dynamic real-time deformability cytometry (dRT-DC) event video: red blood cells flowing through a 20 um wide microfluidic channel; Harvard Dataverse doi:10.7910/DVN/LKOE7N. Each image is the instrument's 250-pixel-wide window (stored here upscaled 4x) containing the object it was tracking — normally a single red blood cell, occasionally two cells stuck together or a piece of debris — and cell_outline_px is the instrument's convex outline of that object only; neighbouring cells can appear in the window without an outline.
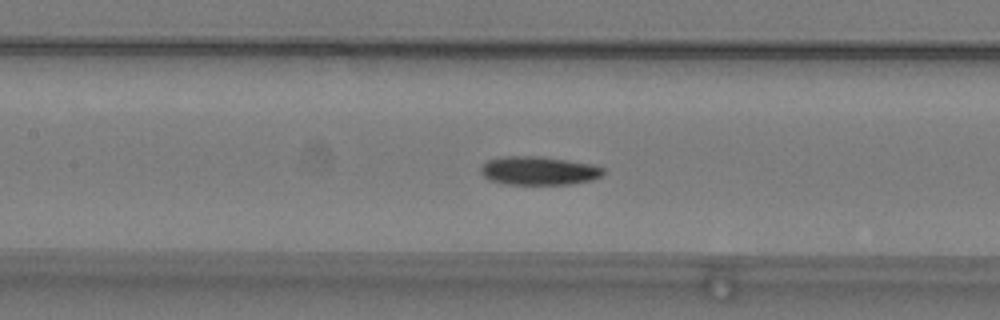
{"species": "common noctule bat (a hibernating species)", "species_latin": "Nyctalus noctula", "temperature_condition": "warm", "stored_images_in_passage": 54, "camera_frame_rate_fps": 3000, "um_per_image_px": 0.085, "animal": {"sex": "male", "body_mass_g": 19.2, "forearm_length_mm": 51.8}, "frame": {"image": 1, "passage_image": 25, "time_ms": 8.0, "image_size_px": [1000, 320], "cell_outline_px": [[604, 172], [600, 176], [592, 180], [572, 184], [504, 184], [492, 180], [484, 176], [480, 172], [480, 168], [488, 160], [500, 156], [540, 156], [592, 164], [604, 168]], "centroid_in_image_um": [45.79, 14.5], "position_along_channel_um": 161.6, "area_um2": 20.35}}
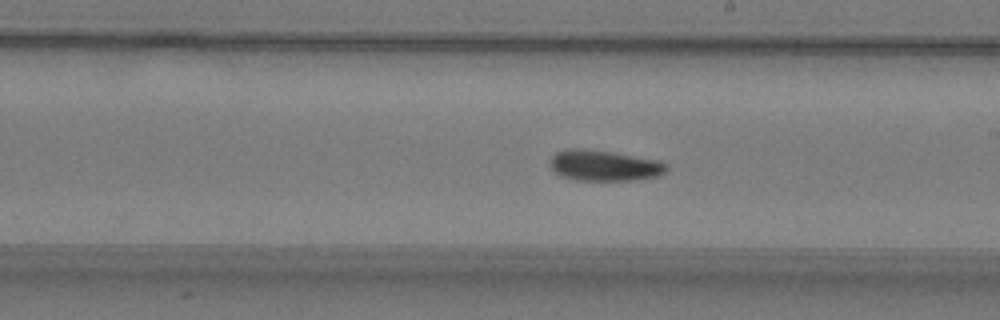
{"frame": {"image": 2, "passage_image": 31, "time_ms": 10.0, "image_size_px": [1000, 320], "cell_outline_px": [[668, 168], [660, 176], [632, 180], [576, 180], [560, 176], [552, 172], [548, 160], [556, 152], [568, 148], [584, 148], [612, 152], [660, 160], [668, 164]], "centroid_in_image_um": [51.32, 14.06], "position_along_channel_um": 237.7, "area_um2": 21.27}}
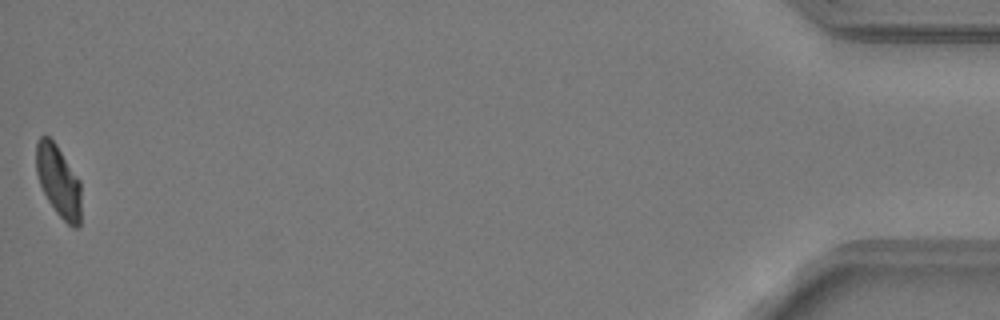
{"frame": {"image": 3, "passage_image": 54, "time_ms": 17.667, "image_size_px": [1000, 320], "cell_outline_px": [[80, 224], [76, 228], [72, 228], [56, 212], [48, 200], [40, 184], [36, 172], [36, 140], [40, 136], [48, 136], [56, 144], [80, 180]], "centroid_in_image_um": [4.96, 15.38], "position_along_channel_um": 430.2, "area_um2": 18.67}, "authors_computed_cell_mechanics": {"area_um2": 19.941, "velocity_mm_per_s": 3.8166, "shape_relaxation_time_tau1_ms": 3.9607, "shape_relaxation_time_tau2_ms": 5.0969, "deformation_change_tau1": 0.1239, "deformation_change_tau2": 0.105}}